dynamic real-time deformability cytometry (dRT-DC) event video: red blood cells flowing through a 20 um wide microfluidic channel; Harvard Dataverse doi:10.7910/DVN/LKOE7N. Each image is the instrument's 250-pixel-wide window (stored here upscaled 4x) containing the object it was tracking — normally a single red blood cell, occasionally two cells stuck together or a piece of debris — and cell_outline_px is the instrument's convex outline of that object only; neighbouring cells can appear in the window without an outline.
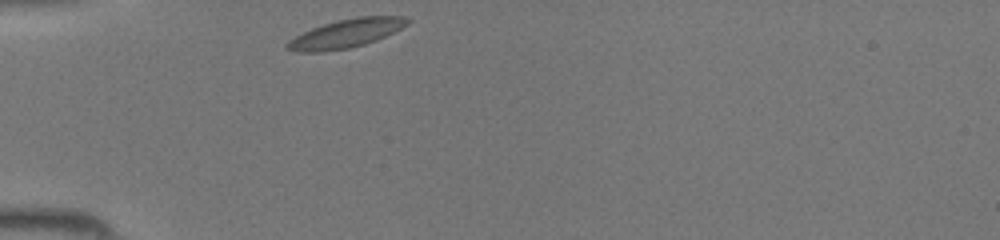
{"species": "common noctule bat (a hibernating species)", "species_latin": "Nyctalus noctula", "temperature_condition": "room temperature", "stored_images_in_passage": 27, "camera_frame_rate_fps": 3000, "um_per_image_px": 0.085, "animal": {"sex": "female", "body_mass_g": 19.5, "forearm_length_mm": 54.1}, "frame": {"image": 1, "passage_image": 1, "time_ms": 0.0, "image_size_px": [1000, 240], "cell_outline_px": [[412, 20], [408, 24], [376, 40], [352, 48], [324, 52], [296, 52], [284, 48], [284, 44], [288, 40], [312, 28], [336, 20], [356, 16], [404, 16]], "centroid_in_image_um": [29.38, 2.85], "position_along_channel_um": 55.6, "area_um2": 20.17}}
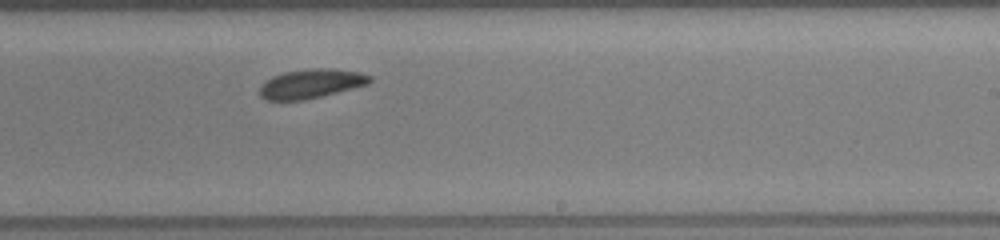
{"frame": {"image": 2, "passage_image": 16, "time_ms": 5.0, "image_size_px": [1000, 240], "cell_outline_px": [[372, 80], [368, 84], [304, 100], [264, 100], [260, 96], [260, 84], [264, 80], [272, 76], [284, 72], [312, 68], [328, 68], [360, 72], [372, 76]], "centroid_in_image_um": [26.4, 7.1], "position_along_channel_um": 262.6, "area_um2": 18.73}}
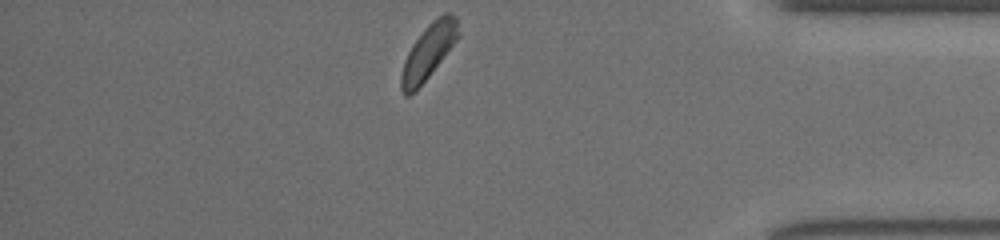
{"frame": {"image": 3, "passage_image": 27, "time_ms": 8.667, "image_size_px": [1000, 240], "cell_outline_px": [[460, 36], [416, 92], [408, 96], [404, 96], [400, 88], [400, 76], [404, 60], [412, 44], [428, 24], [432, 20], [444, 12], [448, 12], [456, 16], [460, 32]], "centroid_in_image_um": [36.41, 4.4], "position_along_channel_um": 398.8, "area_um2": 18.44}}